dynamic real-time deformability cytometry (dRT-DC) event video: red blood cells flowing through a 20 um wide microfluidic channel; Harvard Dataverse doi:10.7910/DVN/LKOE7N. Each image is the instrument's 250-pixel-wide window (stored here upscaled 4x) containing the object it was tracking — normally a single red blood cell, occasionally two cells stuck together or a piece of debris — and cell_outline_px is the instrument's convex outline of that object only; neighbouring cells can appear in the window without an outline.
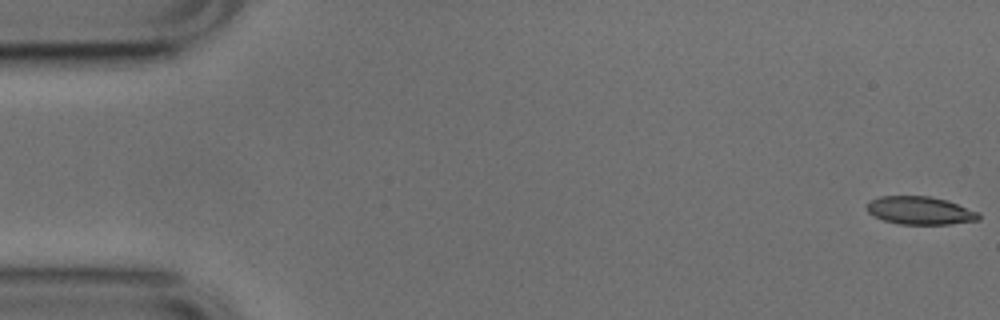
{"species": "common noctule bat (a hibernating species)", "species_latin": "Nyctalus noctula", "temperature_condition": "cold", "stored_images_in_passage": 53, "camera_frame_rate_fps": 3000, "um_per_image_px": 0.085, "animal": {"sex": "male", "body_mass_g": 17.9, "forearm_length_mm": 54.2}, "frame": {"image": 1, "passage_image": 1, "time_ms": 0.0, "image_size_px": [1000, 320], "cell_outline_px": [[980, 220], [948, 224], [900, 224], [884, 220], [872, 216], [868, 212], [868, 204], [872, 200], [880, 196], [928, 196], [948, 200], [980, 212]], "centroid_in_image_um": [78.25, 17.89], "position_along_channel_um": 6.8, "area_um2": 18.26}}
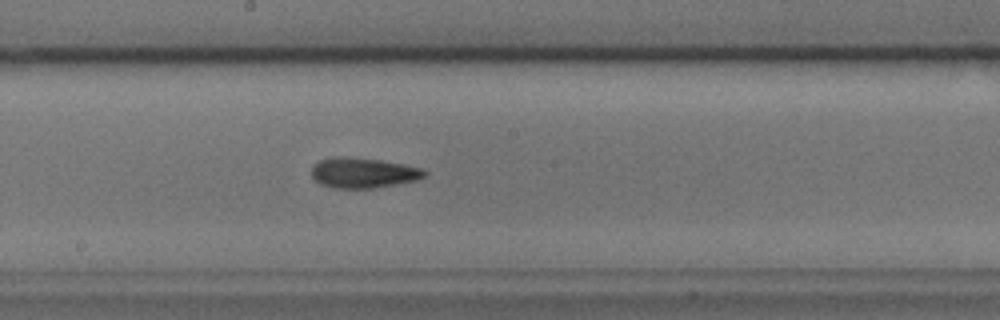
{"frame": {"image": 2, "passage_image": 28, "time_ms": 9.0, "image_size_px": [1000, 320], "cell_outline_px": [[428, 176], [420, 180], [376, 188], [332, 188], [320, 184], [312, 176], [312, 168], [320, 160], [336, 156], [344, 156], [380, 160], [404, 164], [424, 168], [428, 172]], "centroid_in_image_um": [30.95, 14.7], "position_along_channel_um": 217.2, "area_um2": 20.23}}
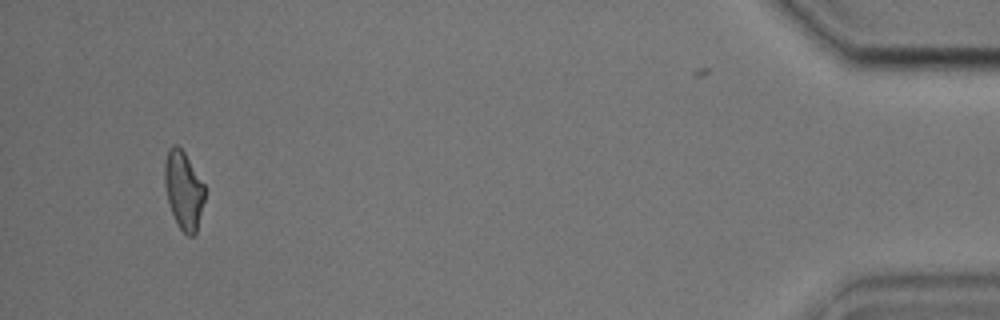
{"frame": {"image": 3, "passage_image": 50, "time_ms": 16.333, "image_size_px": [1000, 320], "cell_outline_px": [[204, 200], [196, 232], [192, 236], [188, 236], [180, 228], [172, 212], [168, 200], [164, 184], [164, 164], [168, 148], [172, 144], [176, 144], [184, 152], [204, 184]], "centroid_in_image_um": [15.59, 16.13], "position_along_channel_um": 419.6, "area_um2": 17.98}, "authors_computed_cell_mechanics": {"area_um2": 18.785, "velocity_mm_per_s": 3.801, "shape_relaxation_time_tau1_ms": 5.7385, "shape_relaxation_time_tau2_ms": 3.361, "deformation_change_tau1": 0.1688, "deformation_change_tau2": 0.1223}}